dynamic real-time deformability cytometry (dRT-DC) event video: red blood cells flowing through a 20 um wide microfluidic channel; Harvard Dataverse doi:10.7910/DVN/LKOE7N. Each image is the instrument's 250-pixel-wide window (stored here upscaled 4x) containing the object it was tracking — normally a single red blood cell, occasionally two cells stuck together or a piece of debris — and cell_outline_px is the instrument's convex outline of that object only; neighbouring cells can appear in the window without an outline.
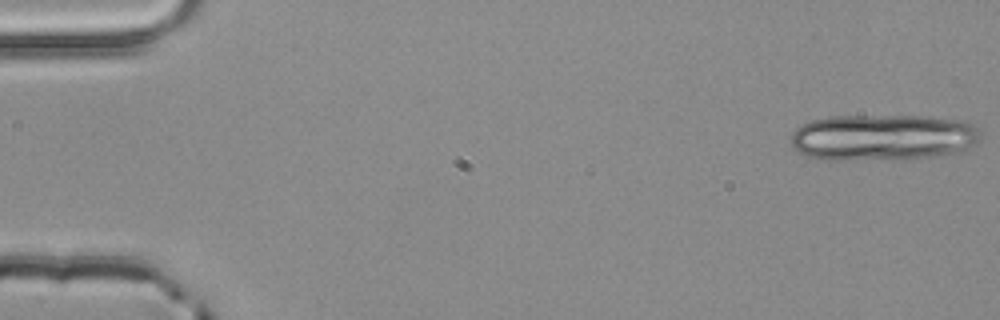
{"species": "common noctule bat (a hibernating species)", "species_latin": "Nyctalus noctula", "temperature_condition": "room temperature", "stored_images_in_passage": 19, "camera_frame_rate_fps": 3000, "um_per_image_px": 0.085, "animal": {"sex": "male", "body_mass_g": 20.4}, "frame": {"image": 1, "passage_image": 1, "time_ms": 0.0, "image_size_px": [1000, 320], "cell_outline_px": [[984, 132], [980, 140], [976, 144], [964, 152], [928, 156], [840, 160], [828, 160], [796, 152], [792, 148], [788, 140], [792, 132], [800, 124], [812, 120], [828, 116], [932, 116], [964, 120], [972, 124]], "centroid_in_image_um": [75.06, 11.65], "position_along_channel_um": 9.9, "area_um2": 51.67}}